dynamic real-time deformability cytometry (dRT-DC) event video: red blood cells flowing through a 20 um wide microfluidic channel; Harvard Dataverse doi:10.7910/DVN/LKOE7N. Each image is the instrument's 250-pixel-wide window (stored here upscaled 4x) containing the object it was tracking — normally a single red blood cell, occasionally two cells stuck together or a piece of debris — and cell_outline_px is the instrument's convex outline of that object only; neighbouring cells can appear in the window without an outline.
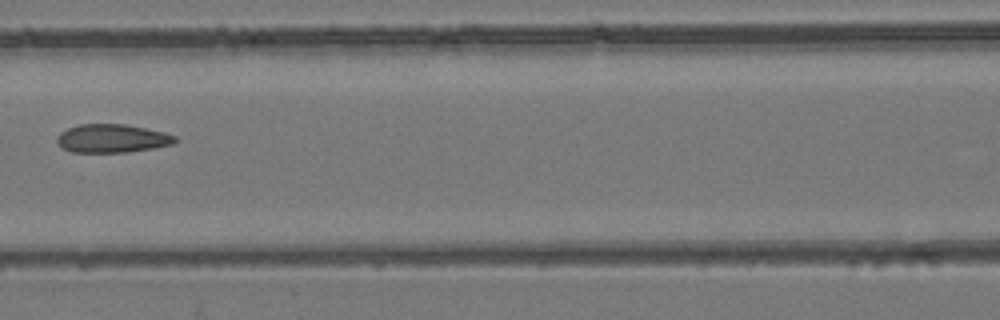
{"species": "common noctule bat (a hibernating species)", "species_latin": "Nyctalus noctula", "temperature_condition": "room temperature", "stored_images_in_passage": 7, "camera_frame_rate_fps": 3000, "um_per_image_px": 0.085, "animal": {"sex": "female", "body_mass_g": 24.6, "forearm_length_mm": 56.2}, "frame": {"image": 1, "passage_image": 6, "time_ms": 6.0, "image_size_px": [1000, 320], "cell_outline_px": [[176, 140], [172, 144], [152, 148], [128, 152], [72, 152], [64, 148], [56, 140], [56, 136], [60, 132], [68, 128], [80, 124], [124, 124], [164, 132], [176, 136]], "centroid_in_image_um": [9.51, 11.76], "position_along_channel_um": 157.1, "area_um2": 19.36}}
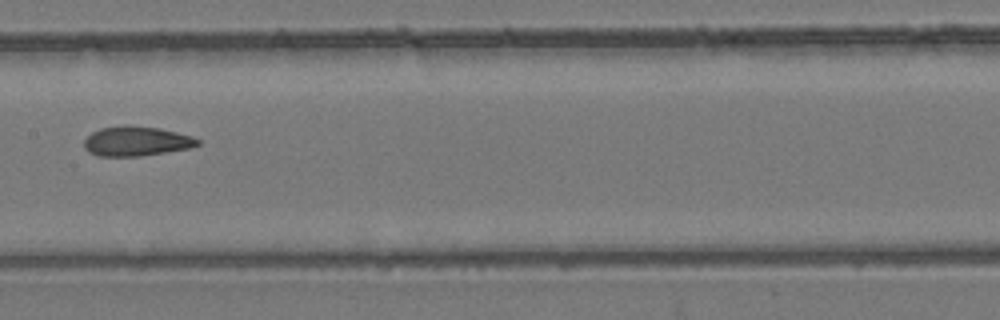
{"frame": {"image": 2, "passage_image": 7, "time_ms": 7.0, "image_size_px": [1000, 320], "cell_outline_px": [[200, 144], [188, 148], [140, 156], [96, 156], [88, 152], [84, 148], [84, 140], [92, 132], [100, 128], [124, 124], [160, 128], [192, 136], [200, 140]], "centroid_in_image_um": [11.55, 11.99], "position_along_channel_um": 195.8, "area_um2": 19.71}}